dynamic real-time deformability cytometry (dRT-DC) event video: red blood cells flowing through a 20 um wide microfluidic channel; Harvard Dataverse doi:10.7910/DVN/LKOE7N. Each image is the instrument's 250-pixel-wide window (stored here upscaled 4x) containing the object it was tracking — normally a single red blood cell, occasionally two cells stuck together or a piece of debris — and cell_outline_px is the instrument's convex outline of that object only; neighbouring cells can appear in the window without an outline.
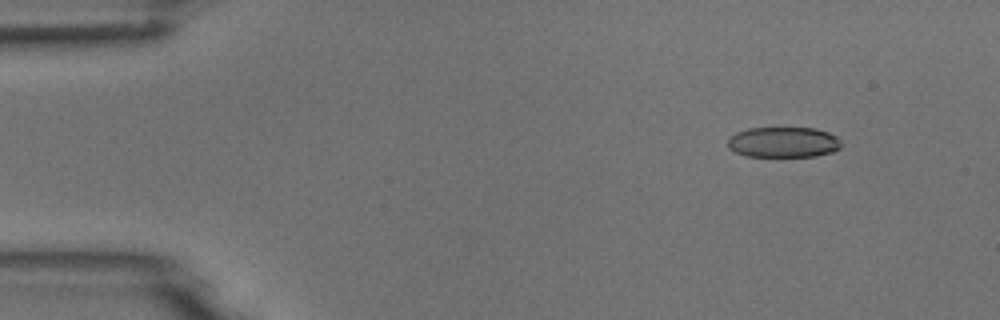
{"species": "common noctule bat (a hibernating species)", "species_latin": "Nyctalus noctula", "temperature_condition": "room temperature", "stored_images_in_passage": 4, "camera_frame_rate_fps": 3000, "um_per_image_px": 0.085, "animal": {"sex": "male", "body_mass_g": 18.8}, "frame": {"image": 1, "passage_image": 2, "time_ms": 0.333, "image_size_px": [1000, 320], "cell_outline_px": [[840, 148], [832, 152], [816, 156], [748, 156], [736, 152], [728, 148], [728, 140], [736, 132], [748, 128], [816, 128], [828, 132], [836, 136], [840, 140]], "centroid_in_image_um": [66.6, 12.08], "position_along_channel_um": 18.4, "area_um2": 20.11}}